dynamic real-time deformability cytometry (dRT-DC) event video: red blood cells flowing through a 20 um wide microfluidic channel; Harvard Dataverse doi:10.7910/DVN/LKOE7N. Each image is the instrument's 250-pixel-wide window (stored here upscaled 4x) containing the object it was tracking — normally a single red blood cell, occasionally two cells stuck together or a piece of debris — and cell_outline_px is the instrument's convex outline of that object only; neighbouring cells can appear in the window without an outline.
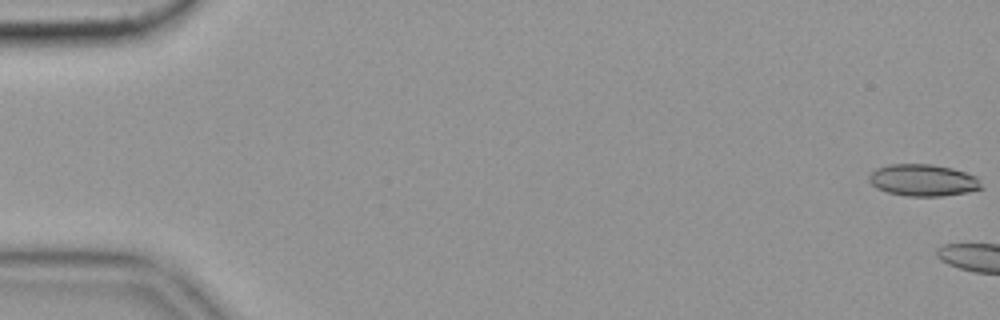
{"species": "common noctule bat (a hibernating species)", "species_latin": "Nyctalus noctula", "temperature_condition": "cold", "stored_images_in_passage": 9, "camera_frame_rate_fps": 3000, "um_per_image_px": 0.085, "animal": {"sex": "female", "body_mass_g": 19.9}, "frame": {"image": 1, "passage_image": 1, "time_ms": 0.0, "image_size_px": [1000, 320], "cell_outline_px": [[984, 188], [968, 192], [940, 196], [908, 196], [888, 192], [876, 188], [868, 180], [868, 176], [876, 168], [888, 164], [932, 164], [952, 168], [976, 176]], "centroid_in_image_um": [78.45, 15.31], "position_along_channel_um": 6.5, "area_um2": 20.87}}